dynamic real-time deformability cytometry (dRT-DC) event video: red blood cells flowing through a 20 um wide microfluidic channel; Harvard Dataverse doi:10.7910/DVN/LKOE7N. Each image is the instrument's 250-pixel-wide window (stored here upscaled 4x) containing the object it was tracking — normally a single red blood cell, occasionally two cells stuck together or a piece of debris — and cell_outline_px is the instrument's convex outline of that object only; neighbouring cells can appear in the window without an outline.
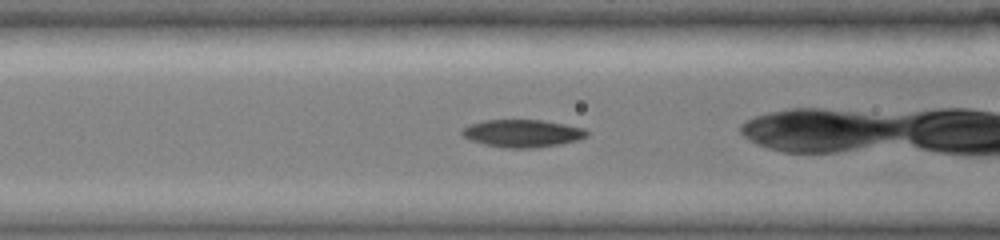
{"species": "common noctule bat (a hibernating species)", "species_latin": "Nyctalus noctula", "temperature_condition": "cold", "stored_images_in_passage": 58, "camera_frame_rate_fps": 3000, "um_per_image_px": 0.085, "animal": {"sex": "female", "body_mass_g": 19.0, "forearm_length_mm": 51.5}, "frame": {"image": 1, "passage_image": 25, "time_ms": 4.333, "image_size_px": [1000, 240], "cell_outline_px": [[588, 136], [580, 140], [560, 144], [536, 148], [508, 148], [484, 144], [472, 140], [464, 136], [460, 132], [468, 124], [484, 120], [544, 120], [584, 128], [588, 132]], "centroid_in_image_um": [44.44, 11.33], "position_along_channel_um": 122.2, "area_um2": 20.11}}
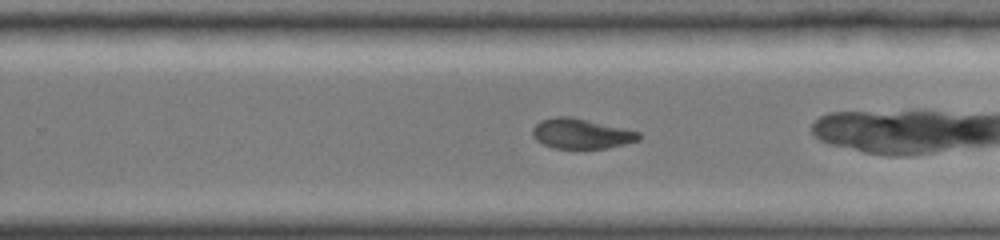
{"frame": {"image": 2, "passage_image": 41, "time_ms": 8.333, "image_size_px": [1000, 240], "cell_outline_px": [[640, 140], [608, 148], [552, 148], [536, 140], [532, 136], [532, 128], [540, 120], [556, 116], [572, 116], [640, 132]], "centroid_in_image_um": [49.38, 11.35], "position_along_channel_um": 280.4, "area_um2": 18.67}}
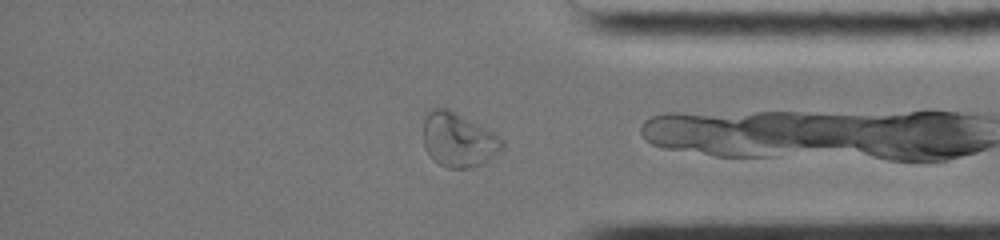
{"frame": {"image": 3, "passage_image": 57, "time_ms": 11.333, "image_size_px": [1000, 240], "cell_outline_px": [[504, 148], [496, 156], [484, 164], [468, 168], [448, 168], [440, 164], [424, 148], [424, 116], [432, 108], [448, 108], [500, 136], [504, 140]], "centroid_in_image_um": [39.0, 11.89], "position_along_channel_um": 396.2, "area_um2": 24.97}}